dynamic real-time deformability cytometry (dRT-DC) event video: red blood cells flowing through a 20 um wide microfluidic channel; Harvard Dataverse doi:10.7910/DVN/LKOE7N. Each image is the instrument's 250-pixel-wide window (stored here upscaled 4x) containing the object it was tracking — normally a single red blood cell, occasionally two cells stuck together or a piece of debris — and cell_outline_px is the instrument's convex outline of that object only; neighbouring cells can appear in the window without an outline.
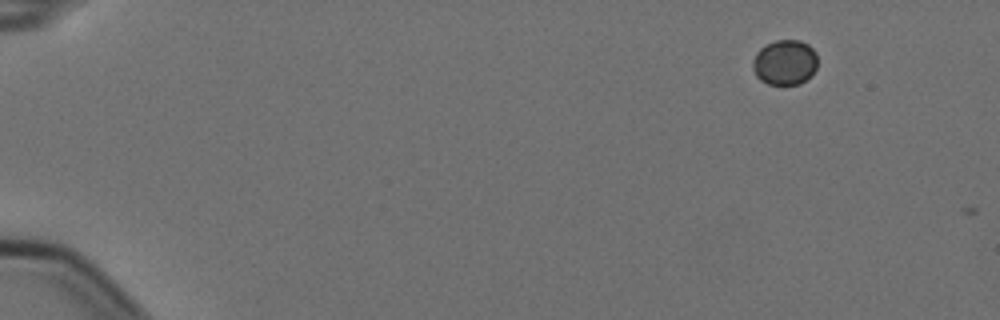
{"species": "Egyptian fruit bat (a non-hibernating species)", "species_latin": "Rousettus aegyptiacus", "temperature_condition": "cold", "stored_images_in_passage": 2, "camera_frame_rate_fps": 3000, "um_per_image_px": 0.085, "animal": {"sex": "female"}, "frame": {"image": 1, "passage_image": 1, "time_ms": 0.0, "image_size_px": [1000, 320], "cell_outline_px": [[816, 68], [812, 76], [800, 84], [768, 84], [760, 80], [756, 76], [752, 68], [752, 60], [756, 52], [764, 44], [776, 40], [800, 40], [808, 44], [816, 52]], "centroid_in_image_um": [66.69, 5.3], "position_along_channel_um": 18.3, "area_um2": 17.34}}